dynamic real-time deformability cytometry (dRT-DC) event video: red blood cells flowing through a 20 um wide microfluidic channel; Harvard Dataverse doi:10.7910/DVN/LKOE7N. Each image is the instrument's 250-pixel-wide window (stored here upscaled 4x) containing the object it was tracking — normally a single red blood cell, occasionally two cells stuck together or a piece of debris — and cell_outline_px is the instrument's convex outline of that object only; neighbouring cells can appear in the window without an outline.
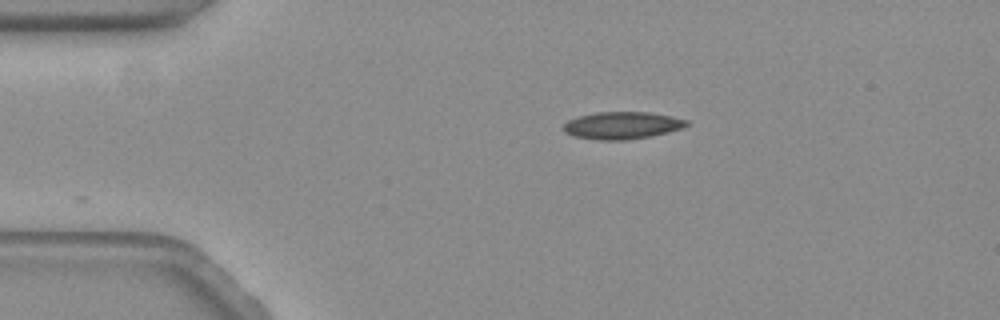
{"species": "common noctule bat (a hibernating species)", "species_latin": "Nyctalus noctula", "temperature_condition": "warm", "stored_images_in_passage": 21, "camera_frame_rate_fps": 3000, "um_per_image_px": 0.085, "animal": {"sex": "female", "body_mass_g": 19.3, "forearm_length_mm": 54.1}, "frame": {"image": 1, "passage_image": 1, "time_ms": 0.0, "image_size_px": [1000, 320], "cell_outline_px": [[692, 124], [684, 128], [652, 136], [624, 140], [600, 140], [572, 136], [564, 132], [564, 124], [568, 120], [576, 116], [596, 112], [648, 112], [672, 116], [688, 120]], "centroid_in_image_um": [52.91, 10.65], "position_along_channel_um": 32.1, "area_um2": 19.83}}
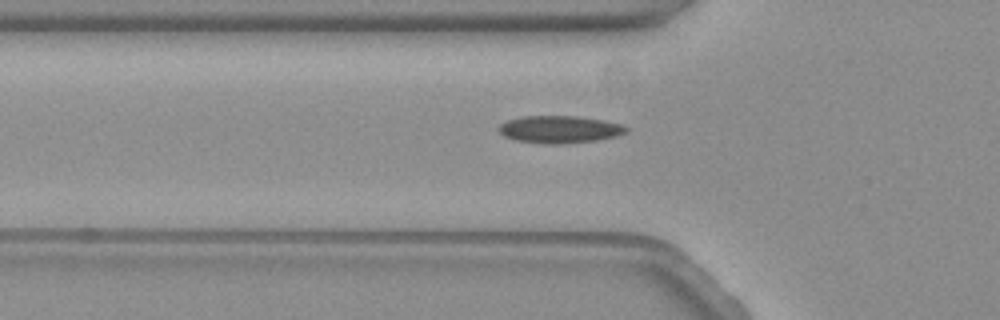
{"frame": {"image": 2, "passage_image": 9, "time_ms": 2.667, "image_size_px": [1000, 320], "cell_outline_px": [[628, 132], [616, 136], [596, 140], [560, 144], [544, 144], [516, 140], [504, 136], [496, 128], [500, 124], [508, 120], [520, 116], [576, 116], [604, 120], [620, 124], [628, 128]], "centroid_in_image_um": [47.54, 10.99], "position_along_channel_um": 78.3, "area_um2": 20.35}}
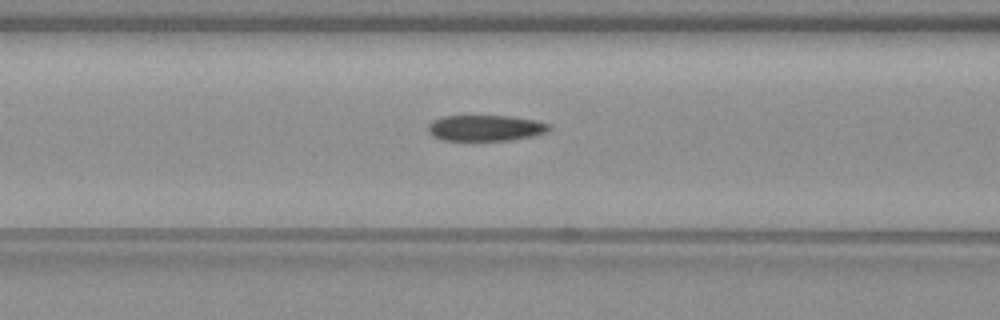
{"frame": {"image": 3, "passage_image": 13, "time_ms": 4.0, "image_size_px": [1000, 320], "cell_outline_px": [[552, 128], [548, 132], [532, 136], [512, 140], [444, 140], [432, 136], [428, 132], [428, 124], [432, 120], [444, 116], [508, 116], [536, 120], [552, 124]], "centroid_in_image_um": [41.3, 10.88], "position_along_channel_um": 125.3, "area_um2": 18.44}}